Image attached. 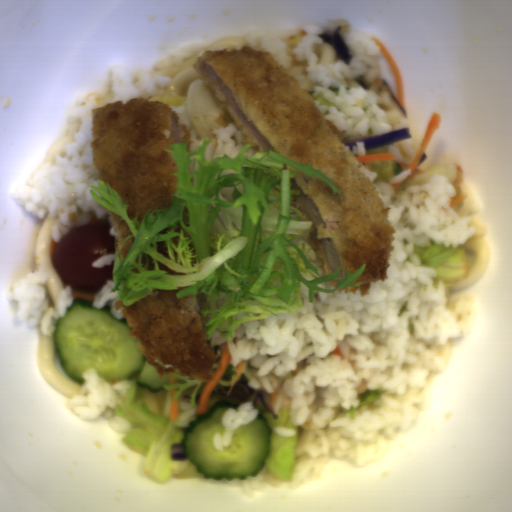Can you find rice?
Masks as SVG:
<instances>
[{"mask_svg":"<svg viewBox=\"0 0 512 512\" xmlns=\"http://www.w3.org/2000/svg\"><path fill=\"white\" fill-rule=\"evenodd\" d=\"M405 170L373 184L395 228L386 281L369 282V293L314 292L299 281L303 299L296 314L245 321L232 339L215 328L207 342L227 343L231 366L247 360L248 387L276 392L284 383L290 417L298 425L293 481L280 480L265 465L255 476L206 481L252 497L265 487L300 488L321 478L330 457L358 467L380 458L411 427L431 373L446 372L436 347L472 331L474 294L448 300L447 284L421 266L415 245L430 240L455 249L472 238L471 215L451 206L458 192L449 176L424 184H393Z\"/></svg>","mask_w":512,"mask_h":512,"instance_id":"652b925c","label":"rice"},{"mask_svg":"<svg viewBox=\"0 0 512 512\" xmlns=\"http://www.w3.org/2000/svg\"><path fill=\"white\" fill-rule=\"evenodd\" d=\"M305 34L291 50L298 61L306 62L309 79L315 86L311 97L324 119L340 130H346L343 140L381 136L392 131L390 119L378 106L377 91L362 89L357 76L372 84L380 75L378 61L382 54L372 39V30L353 29L344 34L343 41L351 56L349 64L337 60L333 65L319 66L316 44L323 42L324 27L304 25Z\"/></svg>","mask_w":512,"mask_h":512,"instance_id":"023b6e5f","label":"rice"},{"mask_svg":"<svg viewBox=\"0 0 512 512\" xmlns=\"http://www.w3.org/2000/svg\"><path fill=\"white\" fill-rule=\"evenodd\" d=\"M96 108L101 107L92 96L72 102L67 118H80L81 124L73 143L64 144L65 156L57 154L54 163L48 162L26 183L9 191L18 206L32 216L43 220L54 216L50 234L55 242L90 224V213L99 219L109 214L90 193V186L98 187L101 180L92 148V109Z\"/></svg>","mask_w":512,"mask_h":512,"instance_id":"8eca5e8b","label":"rice"},{"mask_svg":"<svg viewBox=\"0 0 512 512\" xmlns=\"http://www.w3.org/2000/svg\"><path fill=\"white\" fill-rule=\"evenodd\" d=\"M48 278L41 264L35 271L19 278L5 294L7 299L17 300L18 323L27 320L28 327L34 329L40 325L41 335L45 337L55 333L56 322L65 316L73 302V291L68 284L57 295L53 310L45 314L49 303L45 288L41 285Z\"/></svg>","mask_w":512,"mask_h":512,"instance_id":"acb35da6","label":"rice"},{"mask_svg":"<svg viewBox=\"0 0 512 512\" xmlns=\"http://www.w3.org/2000/svg\"><path fill=\"white\" fill-rule=\"evenodd\" d=\"M81 375L86 382L68 403L74 416L88 421L103 415L113 431L130 434L133 431L132 422L116 416L115 410L126 400L132 386L131 380L126 379L111 385L98 374L96 368L85 369Z\"/></svg>","mask_w":512,"mask_h":512,"instance_id":"b023fe2a","label":"rice"},{"mask_svg":"<svg viewBox=\"0 0 512 512\" xmlns=\"http://www.w3.org/2000/svg\"><path fill=\"white\" fill-rule=\"evenodd\" d=\"M111 95L113 102L123 100L124 104L132 98H147L152 100L167 84L171 77L159 74H141L135 84L134 76L123 64L112 63L109 66Z\"/></svg>","mask_w":512,"mask_h":512,"instance_id":"e3fd555f","label":"rice"},{"mask_svg":"<svg viewBox=\"0 0 512 512\" xmlns=\"http://www.w3.org/2000/svg\"><path fill=\"white\" fill-rule=\"evenodd\" d=\"M252 49L267 51L284 70L295 77L300 85L312 97L316 86H321L310 79L307 62L299 61L293 49L285 40L275 36H247Z\"/></svg>","mask_w":512,"mask_h":512,"instance_id":"a3056103","label":"rice"},{"mask_svg":"<svg viewBox=\"0 0 512 512\" xmlns=\"http://www.w3.org/2000/svg\"><path fill=\"white\" fill-rule=\"evenodd\" d=\"M260 411L256 409L253 401H244L237 409L229 408L224 410L221 416V423L224 426V434L215 433L212 440L213 448L224 451L230 447L235 430L242 425L252 423L258 418Z\"/></svg>","mask_w":512,"mask_h":512,"instance_id":"f2f60c81","label":"rice"},{"mask_svg":"<svg viewBox=\"0 0 512 512\" xmlns=\"http://www.w3.org/2000/svg\"><path fill=\"white\" fill-rule=\"evenodd\" d=\"M212 130L217 139V147L214 150V137L211 136L208 140L212 142L204 154L205 162L207 159L213 161L217 157H223L224 154L233 158L243 146L242 139L244 137L235 122L227 124L224 128H212Z\"/></svg>","mask_w":512,"mask_h":512,"instance_id":"0b520998","label":"rice"},{"mask_svg":"<svg viewBox=\"0 0 512 512\" xmlns=\"http://www.w3.org/2000/svg\"><path fill=\"white\" fill-rule=\"evenodd\" d=\"M113 286H114V278L109 279L100 288V290L95 294L94 298L92 299L91 305L94 308L99 309V308H103L108 300H111L109 303L111 314L114 316L115 319H122L124 317L120 314V312L115 307L117 301L119 300L117 297V290L114 292H110L111 289L113 288Z\"/></svg>","mask_w":512,"mask_h":512,"instance_id":"e7b20468","label":"rice"},{"mask_svg":"<svg viewBox=\"0 0 512 512\" xmlns=\"http://www.w3.org/2000/svg\"><path fill=\"white\" fill-rule=\"evenodd\" d=\"M172 108L176 111V113L178 115L179 123L185 125L186 128L188 129L189 133H190V136H191V152L192 151H196L197 147L199 145H201L203 143V141L200 138H197L196 133L191 128V118L189 116L186 104H181V105H178V106H174Z\"/></svg>","mask_w":512,"mask_h":512,"instance_id":"d2b440a0","label":"rice"},{"mask_svg":"<svg viewBox=\"0 0 512 512\" xmlns=\"http://www.w3.org/2000/svg\"><path fill=\"white\" fill-rule=\"evenodd\" d=\"M178 407L183 413L178 414V418L175 420V425L180 428H187L192 420L197 418L196 405H192L186 401H178Z\"/></svg>","mask_w":512,"mask_h":512,"instance_id":"50a67109","label":"rice"},{"mask_svg":"<svg viewBox=\"0 0 512 512\" xmlns=\"http://www.w3.org/2000/svg\"><path fill=\"white\" fill-rule=\"evenodd\" d=\"M348 152L351 154L353 159L355 160L359 170L364 173L367 177H369L372 182L377 178L379 175L378 173L372 172L370 169L366 168L361 164V162L357 159L356 156H364L367 153L366 145L364 141H358L353 146H351V149L349 145H344Z\"/></svg>","mask_w":512,"mask_h":512,"instance_id":"fb1fb577","label":"rice"},{"mask_svg":"<svg viewBox=\"0 0 512 512\" xmlns=\"http://www.w3.org/2000/svg\"><path fill=\"white\" fill-rule=\"evenodd\" d=\"M115 264V255L113 253L104 254L97 260L91 263L93 268H103Z\"/></svg>","mask_w":512,"mask_h":512,"instance_id":"5b1b7eff","label":"rice"},{"mask_svg":"<svg viewBox=\"0 0 512 512\" xmlns=\"http://www.w3.org/2000/svg\"><path fill=\"white\" fill-rule=\"evenodd\" d=\"M272 431L274 433H276L278 436H282V437H292V436L296 435V433H297V431L295 429L283 427L280 425L277 427H274Z\"/></svg>","mask_w":512,"mask_h":512,"instance_id":"6a4a8fe4","label":"rice"},{"mask_svg":"<svg viewBox=\"0 0 512 512\" xmlns=\"http://www.w3.org/2000/svg\"><path fill=\"white\" fill-rule=\"evenodd\" d=\"M256 152H257L256 150H254L253 148L250 147L244 154H245V156H250L251 157Z\"/></svg>","mask_w":512,"mask_h":512,"instance_id":"9e0e92f6","label":"rice"}]
</instances>
